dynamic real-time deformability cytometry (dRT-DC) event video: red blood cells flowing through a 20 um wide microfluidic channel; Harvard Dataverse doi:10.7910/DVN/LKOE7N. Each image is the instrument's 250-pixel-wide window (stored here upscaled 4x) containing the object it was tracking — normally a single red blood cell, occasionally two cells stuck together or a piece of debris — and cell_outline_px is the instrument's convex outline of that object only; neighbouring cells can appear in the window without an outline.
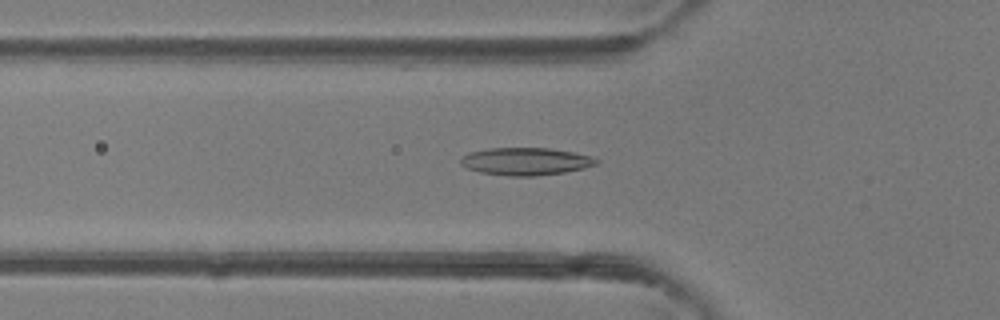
{"species": "common noctule bat (a hibernating species)", "species_latin": "Nyctalus noctula", "temperature_condition": "room temperature", "stored_images_in_passage": 42, "camera_frame_rate_fps": 3000, "um_per_image_px": 0.085, "animal": {"sex": "female"}, "frame": {"image": 1, "passage_image": 12, "time_ms": 3.667, "image_size_px": [1000, 320], "cell_outline_px": [[600, 164], [584, 168], [564, 172], [536, 176], [508, 176], [480, 172], [468, 168], [460, 164], [460, 160], [468, 152], [488, 148], [548, 148], [572, 152], [592, 156], [600, 160]], "centroid_in_image_um": [44.71, 13.72], "position_along_channel_um": 81.1, "area_um2": 21.85}}
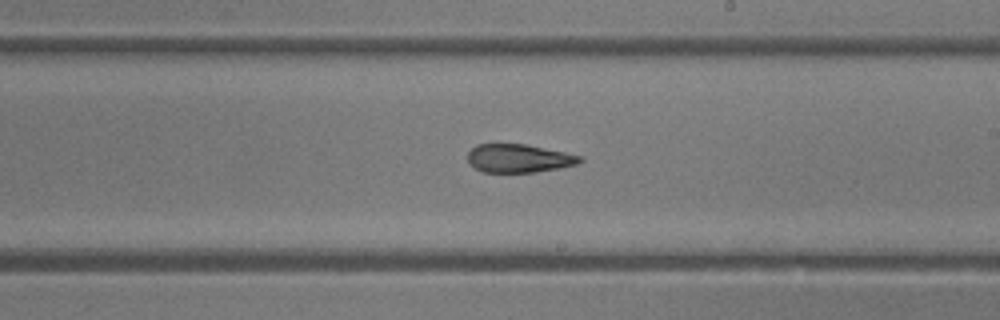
{"frame": {"image": 2, "passage_image": 23, "time_ms": 7.333, "image_size_px": [1000, 320], "cell_outline_px": [[584, 160], [576, 164], [560, 168], [536, 172], [484, 172], [468, 164], [468, 152], [476, 144], [524, 144], [584, 156]], "centroid_in_image_um": [44.11, 13.46], "position_along_channel_um": 244.9, "area_um2": 18.55}}
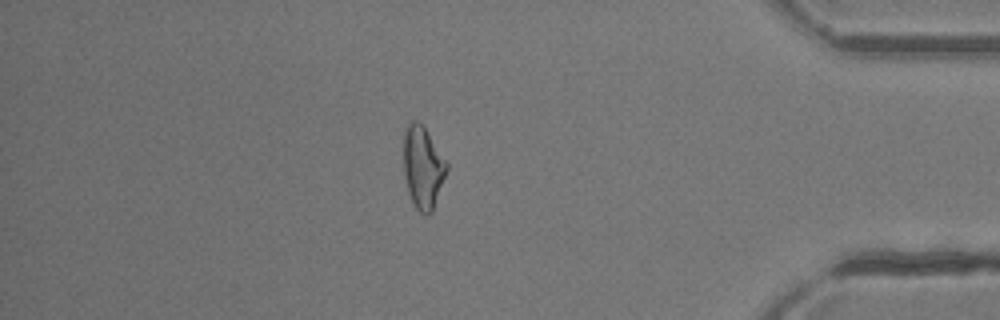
{"frame": {"image": 3, "passage_image": 36, "time_ms": 11.667, "image_size_px": [1000, 320], "cell_outline_px": [[448, 168], [432, 212], [428, 216], [424, 216], [416, 208], [408, 192], [404, 176], [404, 128], [412, 120], [416, 120], [424, 124], [448, 164]], "centroid_in_image_um": [35.94, 14.2], "position_along_channel_um": 399.3, "area_um2": 20.87}, "authors_computed_cell_mechanics": {"area_um2": 20.5479, "velocity_mm_per_s": 4.4507, "shape_relaxation_time_tau1_ms": null, "shape_relaxation_time_tau2_ms": 1.5019, "deformation_change_tau1": null, "deformation_change_tau2": 0.0953}}